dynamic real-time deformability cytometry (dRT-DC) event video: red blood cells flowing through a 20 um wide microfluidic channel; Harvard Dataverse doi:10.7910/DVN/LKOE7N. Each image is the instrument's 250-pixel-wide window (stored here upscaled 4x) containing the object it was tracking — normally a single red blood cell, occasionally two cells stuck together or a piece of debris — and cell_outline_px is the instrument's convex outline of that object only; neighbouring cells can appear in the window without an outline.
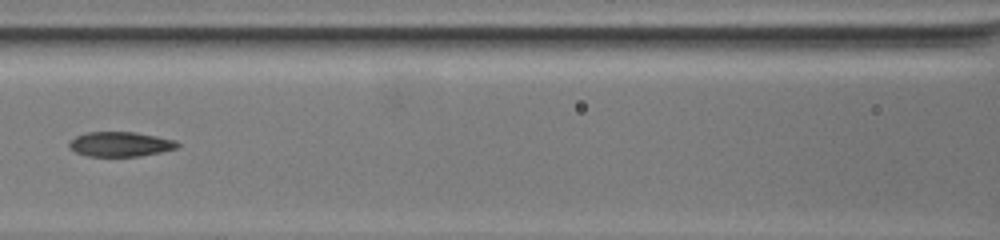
{"species": "common noctule bat (a hibernating species)", "species_latin": "Nyctalus noctula", "temperature_condition": "warm", "stored_images_in_passage": 24, "camera_frame_rate_fps": 3000, "um_per_image_px": 0.085, "animal": {"sex": "female", "body_mass_g": 19.5, "forearm_length_mm": 54.1}, "frame": {"image": 1, "passage_image": 8, "time_ms": 5.667, "image_size_px": [1000, 240], "cell_outline_px": [[180, 144], [176, 148], [160, 152], [140, 156], [88, 156], [76, 152], [68, 148], [68, 140], [76, 136], [88, 132], [136, 132], [176, 140]], "centroid_in_image_um": [10.19, 12.25], "position_along_channel_um": 156.4, "area_um2": 15.66}}
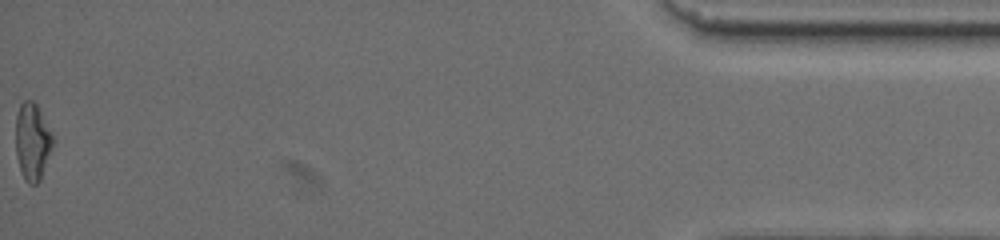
{"frame": {"image": 2, "passage_image": 24, "time_ms": 17.333, "image_size_px": [1000, 240], "cell_outline_px": [[52, 148], [40, 180], [36, 184], [28, 184], [24, 180], [20, 168], [16, 152], [16, 116], [20, 104], [24, 100], [32, 100], [36, 104], [52, 136]], "centroid_in_image_um": [2.73, 12.05], "position_along_channel_um": 432.5, "area_um2": 16.3}}